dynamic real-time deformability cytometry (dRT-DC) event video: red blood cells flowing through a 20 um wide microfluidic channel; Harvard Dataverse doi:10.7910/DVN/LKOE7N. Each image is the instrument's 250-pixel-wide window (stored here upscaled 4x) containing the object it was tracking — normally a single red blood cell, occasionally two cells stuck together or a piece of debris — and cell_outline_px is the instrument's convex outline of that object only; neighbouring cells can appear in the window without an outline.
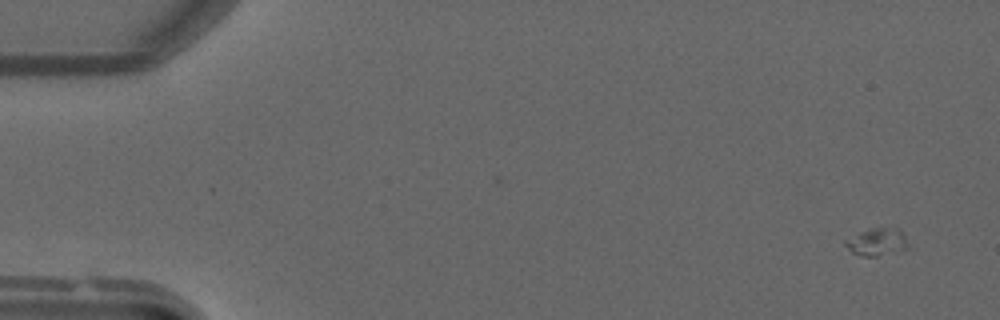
{"species": "common noctule bat (a hibernating species)", "species_latin": "Nyctalus noctula", "temperature_condition": "warm", "stored_images_in_passage": 15, "camera_frame_rate_fps": 3000, "um_per_image_px": 0.085, "animal": {"sex": "male", "forearm_length_mm": 52.5}, "frame": {"image": 1, "passage_image": 4, "time_ms": 1.0, "image_size_px": [1000, 320], "cell_outline_px": [[916, 248], [876, 256], [860, 256], [852, 252], [844, 244], [844, 240], [860, 232], [872, 228], [900, 228], [904, 232]], "centroid_in_image_um": [74.7, 20.57], "position_along_channel_um": 10.3, "area_um2": 10.64}}